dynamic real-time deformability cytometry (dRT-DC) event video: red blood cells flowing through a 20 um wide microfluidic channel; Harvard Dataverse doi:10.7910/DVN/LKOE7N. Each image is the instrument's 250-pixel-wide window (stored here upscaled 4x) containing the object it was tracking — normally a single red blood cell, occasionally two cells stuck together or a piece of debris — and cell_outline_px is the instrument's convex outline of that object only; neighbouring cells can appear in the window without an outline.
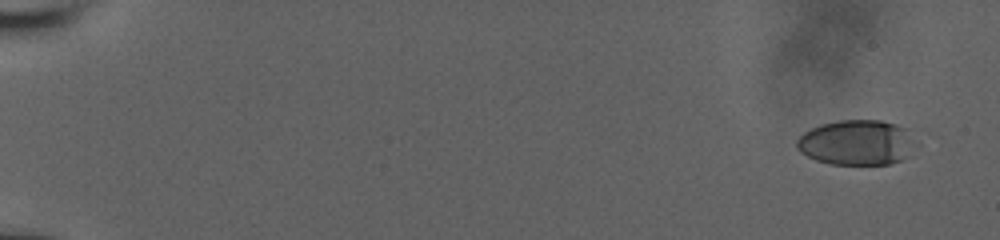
{"species": "human", "species_latin": "Homo sapiens", "temperature_condition": "room temperature", "stored_images_in_passage": 54, "camera_frame_rate_fps": 3000, "um_per_image_px": 0.085, "donor": {"sex": "male"}, "frame": {"image": 1, "passage_image": 1, "time_ms": 0.0, "image_size_px": [1000, 240], "cell_outline_px": [[912, 140], [900, 160], [888, 164], [832, 164], [816, 160], [800, 152], [796, 148], [796, 140], [804, 132], [820, 124], [840, 120], [880, 120], [896, 124], [908, 128]], "centroid_in_image_um": [72.71, 12.09], "position_along_channel_um": 12.3, "area_um2": 30.63}}
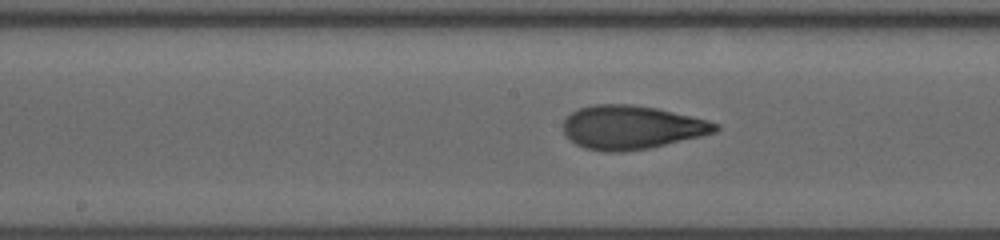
{"frame": {"image": 2, "passage_image": 30, "time_ms": 9.667, "image_size_px": [1000, 240], "cell_outline_px": [[720, 128], [716, 132], [700, 136], [648, 148], [624, 152], [604, 152], [584, 148], [576, 144], [564, 132], [564, 120], [572, 112], [580, 108], [596, 104], [632, 104], [656, 108], [692, 116], [708, 120], [720, 124]], "centroid_in_image_um": [53.7, 10.82], "position_along_channel_um": 194.5, "area_um2": 38.55}}
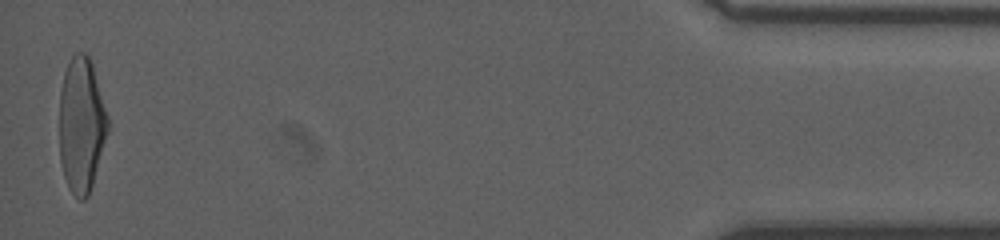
{"frame": {"image": 3, "passage_image": 54, "time_ms": 17.667, "image_size_px": [1000, 240], "cell_outline_px": [[108, 132], [92, 184], [88, 196], [84, 200], [80, 200], [68, 188], [64, 176], [60, 160], [60, 92], [64, 72], [68, 60], [76, 52], [84, 52], [88, 56], [92, 64], [108, 116]], "centroid_in_image_um": [6.91, 10.6], "position_along_channel_um": 428.3, "area_um2": 37.97}, "authors_computed_cell_mechanics": {"area_um2": 37.3099, "velocity_mm_per_s": 3.9283, "shape_relaxation_time_tau1_ms": 4.6203, "shape_relaxation_time_tau2_ms": 1.1851, "deformation_change_tau1": 0.2156, "deformation_change_tau2": 0.0805}}